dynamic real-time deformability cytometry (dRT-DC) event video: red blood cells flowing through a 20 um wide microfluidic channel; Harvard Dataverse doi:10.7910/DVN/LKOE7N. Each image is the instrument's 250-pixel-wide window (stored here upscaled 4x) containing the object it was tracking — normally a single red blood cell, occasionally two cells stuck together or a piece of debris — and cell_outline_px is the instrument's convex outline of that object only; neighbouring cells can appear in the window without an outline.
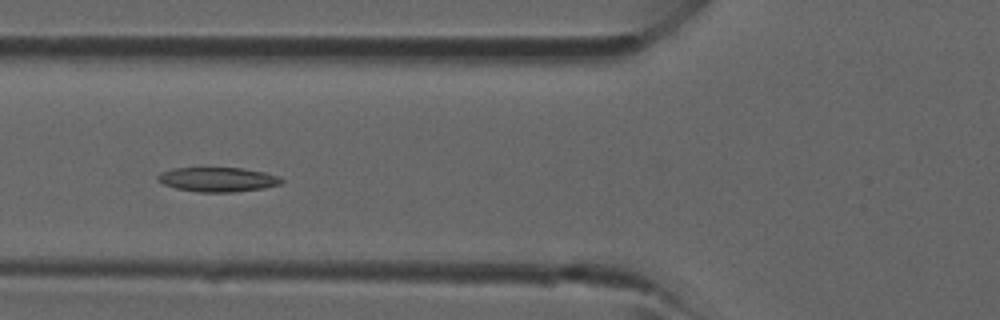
{"species": "common noctule bat (a hibernating species)", "species_latin": "Nyctalus noctula", "temperature_condition": "room temperature", "stored_images_in_passage": 5, "camera_frame_rate_fps": 3000, "um_per_image_px": 0.085, "animal": {"sex": "male", "forearm_length_mm": 52.5}, "frame": {"image": 1, "passage_image": 5, "time_ms": 4.667, "image_size_px": [1000, 320], "cell_outline_px": [[284, 180], [280, 184], [264, 188], [232, 192], [200, 192], [176, 188], [164, 184], [156, 180], [156, 176], [160, 172], [172, 168], [196, 164], [244, 168], [264, 172], [280, 176]], "centroid_in_image_um": [18.44, 15.19], "position_along_channel_um": 107.4, "area_um2": 18.73}}